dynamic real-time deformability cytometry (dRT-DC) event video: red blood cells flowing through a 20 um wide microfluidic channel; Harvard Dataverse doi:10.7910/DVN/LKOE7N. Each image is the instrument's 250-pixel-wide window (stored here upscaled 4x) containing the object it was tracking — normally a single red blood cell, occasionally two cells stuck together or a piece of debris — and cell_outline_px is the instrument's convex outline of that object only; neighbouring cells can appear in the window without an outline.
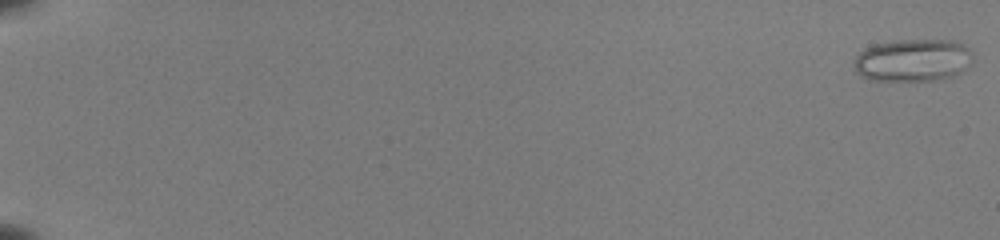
{"species": "common noctule bat (a hibernating species)", "species_latin": "Nyctalus noctula", "temperature_condition": "room temperature", "stored_images_in_passage": 53, "camera_frame_rate_fps": 3000, "um_per_image_px": 0.085, "animal": {"sex": "female", "body_mass_g": 22.0, "forearm_length_mm": 56.7}, "frame": {"image": 1, "passage_image": 1, "time_ms": 0.0, "image_size_px": [1000, 240], "cell_outline_px": [[972, 64], [956, 76], [936, 80], [868, 80], [860, 76], [856, 72], [852, 64], [856, 56], [864, 48], [872, 44], [896, 40], [952, 40], [964, 44], [972, 52]], "centroid_in_image_um": [77.59, 5.12], "position_along_channel_um": 7.4, "area_um2": 30.0}}
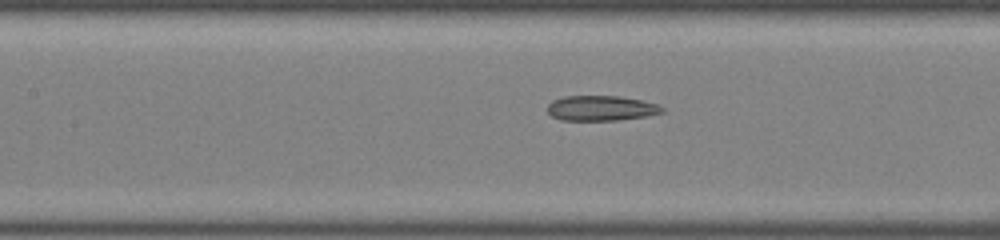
{"frame": {"image": 2, "passage_image": 28, "time_ms": 9.0, "image_size_px": [1000, 240], "cell_outline_px": [[664, 112], [648, 116], [616, 120], [560, 120], [552, 116], [548, 112], [548, 104], [552, 100], [564, 96], [620, 96], [640, 100], [656, 104], [664, 108]], "centroid_in_image_um": [51.08, 9.19], "position_along_channel_um": 156.3, "area_um2": 16.76}}
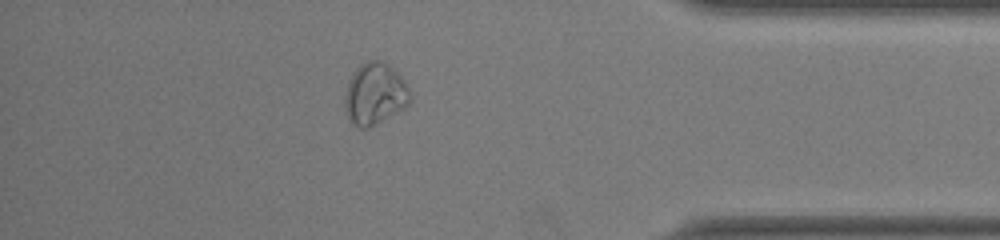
{"frame": {"image": 3, "passage_image": 48, "time_ms": 15.667, "image_size_px": [1000, 240], "cell_outline_px": [[412, 96], [408, 104], [404, 108], [368, 128], [360, 128], [352, 124], [348, 120], [344, 112], [344, 96], [348, 80], [356, 68], [360, 64], [372, 60], [384, 60], [404, 80]], "centroid_in_image_um": [31.82, 7.99], "position_along_channel_um": 403.4, "area_um2": 23.7}}